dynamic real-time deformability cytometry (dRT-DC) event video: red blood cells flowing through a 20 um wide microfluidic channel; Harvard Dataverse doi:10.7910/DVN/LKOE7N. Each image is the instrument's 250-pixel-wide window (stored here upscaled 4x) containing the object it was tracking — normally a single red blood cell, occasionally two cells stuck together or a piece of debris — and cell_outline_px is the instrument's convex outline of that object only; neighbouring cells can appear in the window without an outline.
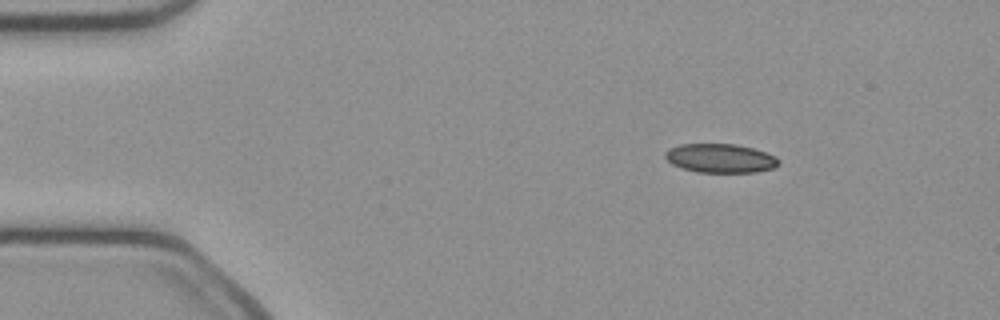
{"species": "common noctule bat (a hibernating species)", "species_latin": "Nyctalus noctula", "temperature_condition": "cold", "stored_images_in_passage": 49, "camera_frame_rate_fps": 3000, "um_per_image_px": 0.085, "animal": {"sex": "female", "body_mass_g": 21.9}, "frame": {"image": 1, "passage_image": 7, "time_ms": 2.0, "image_size_px": [1000, 320], "cell_outline_px": [[780, 164], [772, 168], [756, 172], [696, 172], [680, 168], [672, 164], [664, 156], [664, 152], [668, 148], [680, 144], [736, 144], [752, 148], [776, 156], [780, 160]], "centroid_in_image_um": [61.2, 13.45], "position_along_channel_um": 23.8, "area_um2": 19.25}}
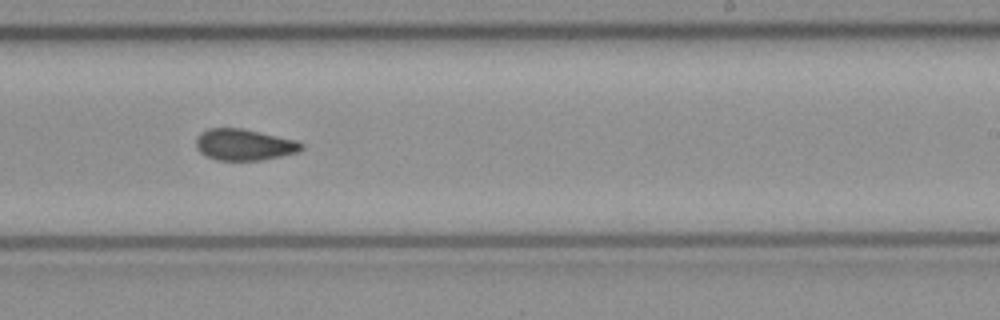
{"frame": {"image": 2, "passage_image": 30, "time_ms": 9.667, "image_size_px": [1000, 320], "cell_outline_px": [[304, 148], [296, 152], [280, 156], [260, 160], [216, 160], [200, 152], [196, 148], [196, 140], [200, 132], [208, 128], [240, 128], [296, 140], [304, 144]], "centroid_in_image_um": [20.73, 12.29], "position_along_channel_um": 268.3, "area_um2": 19.07}}
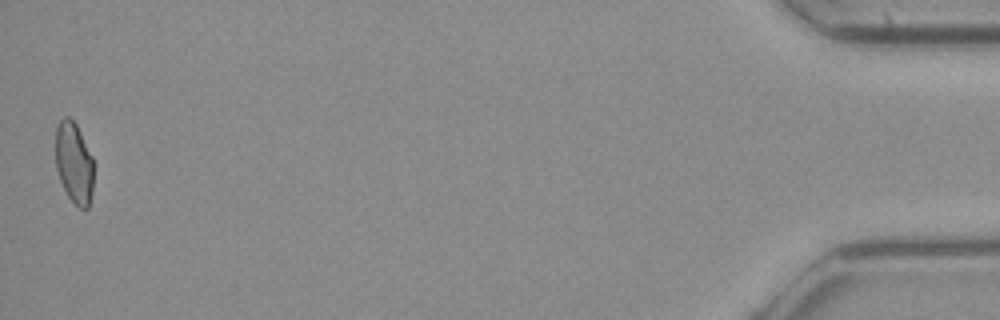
{"frame": {"image": 3, "passage_image": 49, "time_ms": 16.0, "image_size_px": [1000, 320], "cell_outline_px": [[92, 192], [88, 208], [80, 208], [68, 196], [60, 180], [56, 168], [56, 128], [60, 120], [64, 116], [68, 116], [76, 124], [92, 156]], "centroid_in_image_um": [6.28, 13.82], "position_along_channel_um": 428.9, "area_um2": 17.74}, "authors_computed_cell_mechanics": {"area_um2": 19.363, "velocity_mm_per_s": 4.111, "shape_relaxation_time_tau1_ms": null, "shape_relaxation_time_tau2_ms": 3.0785, "deformation_change_tau1": null, "deformation_change_tau2": 0.0793}}